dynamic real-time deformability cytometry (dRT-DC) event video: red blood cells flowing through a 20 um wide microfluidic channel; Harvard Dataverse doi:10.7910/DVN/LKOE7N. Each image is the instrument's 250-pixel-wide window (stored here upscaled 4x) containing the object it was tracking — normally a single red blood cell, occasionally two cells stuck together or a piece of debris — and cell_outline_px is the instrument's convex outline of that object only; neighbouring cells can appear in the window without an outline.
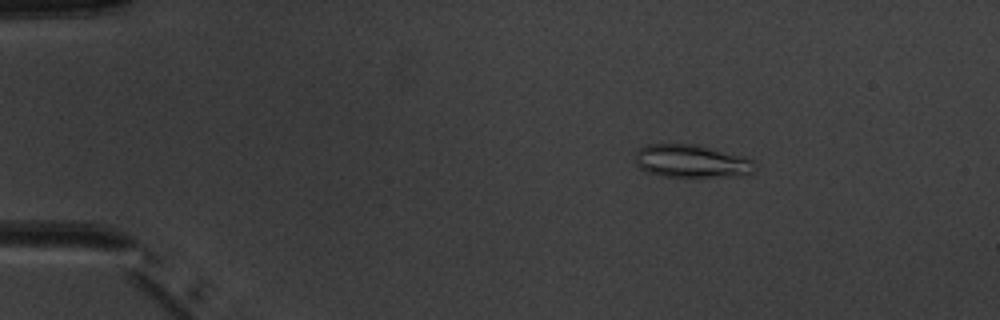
{"species": "common noctule bat (a hibernating species)", "species_latin": "Nyctalus noctula", "temperature_condition": "warm", "stored_images_in_passage": 3, "camera_frame_rate_fps": 3000, "um_per_image_px": 0.085, "animal": {"sex": "male", "body_mass_g": 20.1, "forearm_length_mm": 53.5}, "frame": {"image": 1, "passage_image": 2, "time_ms": 1.0, "image_size_px": [1000, 320], "cell_outline_px": [[756, 172], [736, 176], [664, 176], [648, 172], [640, 168], [636, 164], [636, 148], [648, 144], [696, 144], [744, 156], [752, 160]], "centroid_in_image_um": [58.76, 13.68], "position_along_channel_um": 26.2, "area_um2": 22.89}}